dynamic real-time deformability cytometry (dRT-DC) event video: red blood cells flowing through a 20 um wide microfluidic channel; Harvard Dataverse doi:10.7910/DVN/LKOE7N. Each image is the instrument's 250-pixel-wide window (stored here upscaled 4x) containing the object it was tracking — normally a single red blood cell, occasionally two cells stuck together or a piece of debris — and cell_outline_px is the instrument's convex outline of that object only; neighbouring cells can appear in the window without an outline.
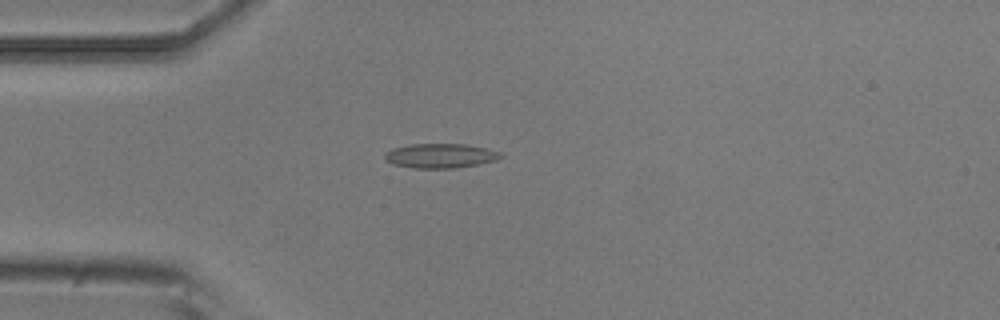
{"species": "common noctule bat (a hibernating species)", "species_latin": "Nyctalus noctula", "temperature_condition": "room temperature", "stored_images_in_passage": 2, "camera_frame_rate_fps": 3000, "um_per_image_px": 0.085, "animal": {"sex": "male", "body_mass_g": 20.5, "forearm_length_mm": 52.5}, "frame": {"image": 1, "passage_image": 2, "time_ms": 0.333, "image_size_px": [1000, 320], "cell_outline_px": [[504, 156], [496, 160], [456, 168], [412, 168], [392, 164], [384, 160], [384, 152], [392, 148], [412, 144], [464, 144], [488, 148], [500, 152]], "centroid_in_image_um": [37.4, 13.24], "position_along_channel_um": 47.6, "area_um2": 16.65}}